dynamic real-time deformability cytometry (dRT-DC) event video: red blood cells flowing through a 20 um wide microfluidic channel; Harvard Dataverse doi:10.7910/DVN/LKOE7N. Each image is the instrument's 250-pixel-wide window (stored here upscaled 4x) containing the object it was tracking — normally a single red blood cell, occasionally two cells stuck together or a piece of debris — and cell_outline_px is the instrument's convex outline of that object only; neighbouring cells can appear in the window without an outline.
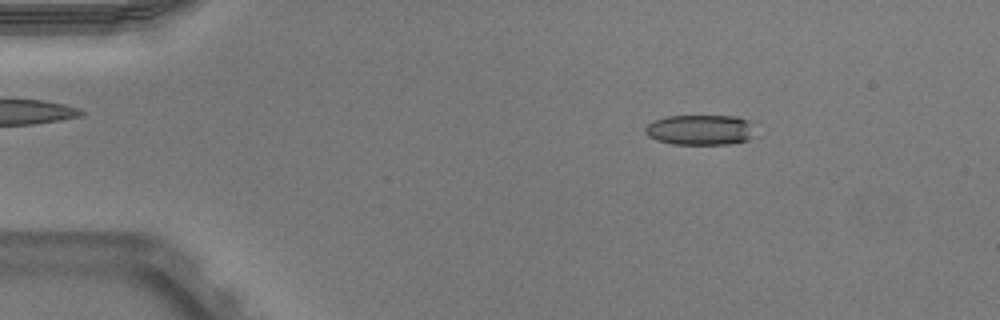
{"species": "Egyptian fruit bat (a non-hibernating species)", "species_latin": "Rousettus aegyptiacus", "temperature_condition": "warm", "stored_images_in_passage": 53, "camera_frame_rate_fps": 3000, "um_per_image_px": 0.085, "animal": {"sex": "male"}, "frame": {"image": 1, "passage_image": 9, "time_ms": 2.667, "image_size_px": [1000, 320], "cell_outline_px": [[752, 136], [748, 140], [728, 144], [672, 144], [656, 140], [648, 136], [644, 132], [644, 128], [652, 120], [668, 116], [736, 116], [748, 120]], "centroid_in_image_um": [59.44, 11.04], "position_along_channel_um": 25.6, "area_um2": 19.31}}
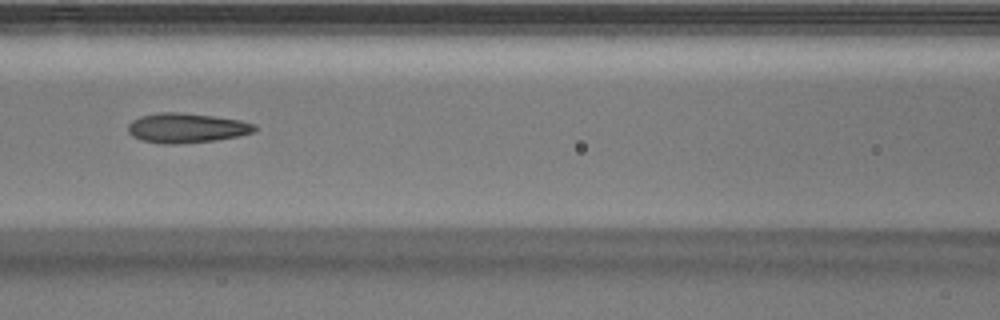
{"frame": {"image": 2, "passage_image": 24, "time_ms": 7.667, "image_size_px": [1000, 320], "cell_outline_px": [[256, 128], [252, 132], [240, 136], [216, 140], [176, 144], [160, 144], [140, 140], [132, 136], [128, 132], [128, 124], [132, 120], [140, 116], [160, 112], [176, 112], [212, 116], [240, 120], [256, 124]], "centroid_in_image_um": [15.82, 10.88], "position_along_channel_um": 150.8, "area_um2": 21.96}}
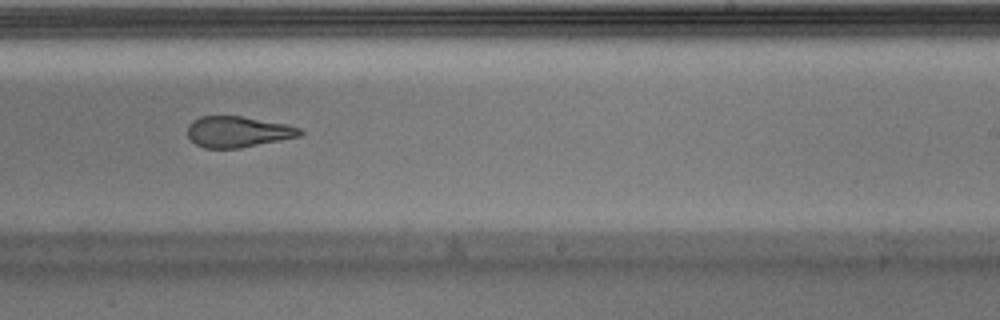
{"frame": {"image": 3, "passage_image": 33, "time_ms": 10.667, "image_size_px": [1000, 320], "cell_outline_px": [[304, 132], [300, 136], [240, 148], [204, 148], [196, 144], [188, 136], [188, 124], [192, 120], [200, 116], [240, 116], [288, 124], [300, 128]], "centroid_in_image_um": [20.22, 11.19], "position_along_channel_um": 268.8, "area_um2": 20.29}, "authors_computed_cell_mechanics": {"area_um2": 21.7328, "velocity_mm_per_s": 3.947, "shape_relaxation_time_tau1_ms": 9.3686, "shape_relaxation_time_tau2_ms": 1.8225, "deformation_change_tau1": 0.2389, "deformation_change_tau2": 0.1055}}